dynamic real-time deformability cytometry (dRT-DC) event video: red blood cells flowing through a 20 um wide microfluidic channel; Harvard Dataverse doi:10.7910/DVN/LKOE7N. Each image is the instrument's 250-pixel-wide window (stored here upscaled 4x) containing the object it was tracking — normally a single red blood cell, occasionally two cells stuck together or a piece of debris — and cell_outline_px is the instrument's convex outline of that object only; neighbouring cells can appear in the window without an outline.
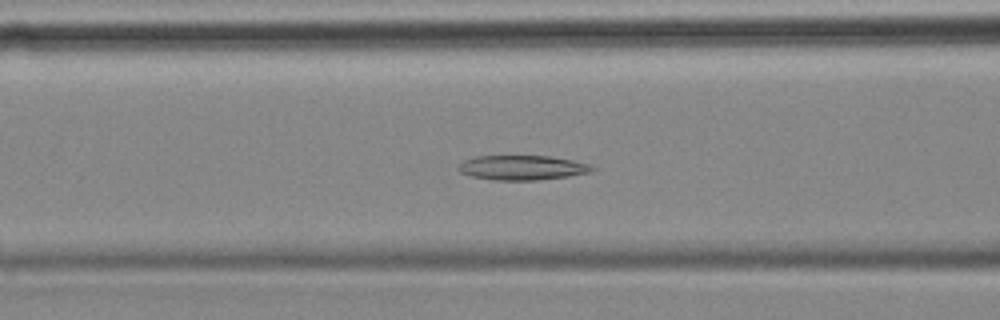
{"species": "common noctule bat (a hibernating species)", "species_latin": "Nyctalus noctula", "temperature_condition": "cold", "stored_images_in_passage": 48, "camera_frame_rate_fps": 3000, "um_per_image_px": 0.085, "animal": {"sex": "female", "body_mass_g": 18.4}, "frame": {"image": 1, "passage_image": 14, "time_ms": 4.333, "image_size_px": [1000, 320], "cell_outline_px": [[596, 168], [592, 172], [568, 176], [536, 180], [492, 180], [472, 176], [460, 172], [456, 168], [464, 160], [476, 156], [552, 156], [572, 160], [588, 164]], "centroid_in_image_um": [44.38, 14.25], "position_along_channel_um": 122.2, "area_um2": 19.19}}
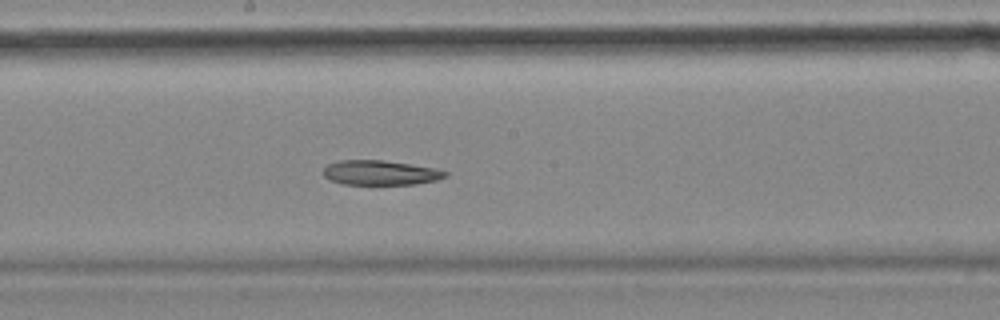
{"frame": {"image": 2, "passage_image": 22, "time_ms": 7.0, "image_size_px": [1000, 320], "cell_outline_px": [[448, 176], [436, 180], [416, 184], [344, 184], [328, 180], [324, 176], [324, 168], [328, 164], [340, 160], [384, 160], [436, 168], [448, 172]], "centroid_in_image_um": [32.34, 14.68], "position_along_channel_um": 215.9, "area_um2": 17.57}}
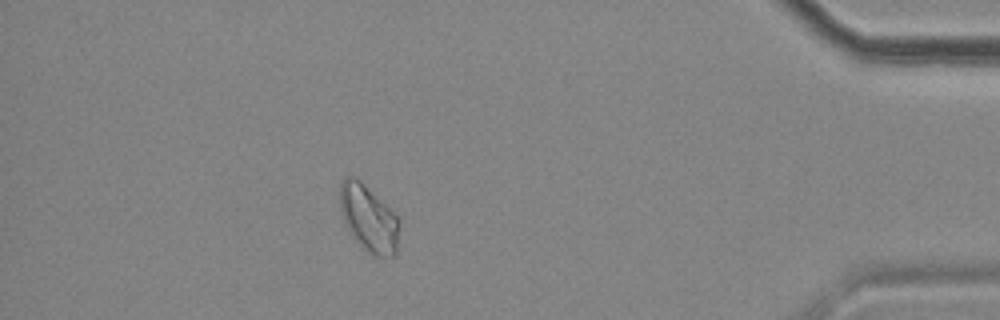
{"frame": {"image": 3, "passage_image": 42, "time_ms": 13.667, "image_size_px": [1000, 320], "cell_outline_px": [[400, 224], [396, 256], [372, 256], [352, 236], [344, 224], [340, 212], [340, 184], [348, 176], [356, 176], [396, 216]], "centroid_in_image_um": [31.32, 18.59], "position_along_channel_um": 403.9, "area_um2": 22.89}}